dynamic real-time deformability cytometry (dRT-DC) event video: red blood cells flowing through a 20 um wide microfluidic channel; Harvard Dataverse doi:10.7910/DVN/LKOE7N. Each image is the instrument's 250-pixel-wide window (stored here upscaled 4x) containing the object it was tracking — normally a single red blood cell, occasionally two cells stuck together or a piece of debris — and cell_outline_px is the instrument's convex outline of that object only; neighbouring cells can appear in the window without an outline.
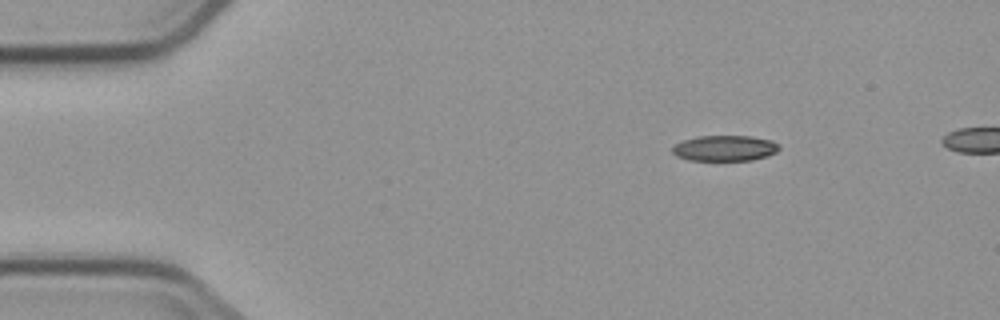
{"species": "common noctule bat (a hibernating species)", "species_latin": "Nyctalus noctula", "temperature_condition": "cold", "stored_images_in_passage": 4, "camera_frame_rate_fps": 3000, "um_per_image_px": 0.085, "animal": {"sex": "male", "body_mass_g": 23.1, "forearm_length_mm": 52.7}, "frame": {"image": 1, "passage_image": 1, "time_ms": 0.0, "image_size_px": [1000, 320], "cell_outline_px": [[780, 148], [776, 152], [768, 156], [752, 160], [688, 160], [676, 156], [672, 152], [672, 148], [676, 144], [684, 140], [700, 136], [752, 136], [772, 140], [780, 144]], "centroid_in_image_um": [61.65, 12.59], "position_along_channel_um": 23.4, "area_um2": 16.01}}